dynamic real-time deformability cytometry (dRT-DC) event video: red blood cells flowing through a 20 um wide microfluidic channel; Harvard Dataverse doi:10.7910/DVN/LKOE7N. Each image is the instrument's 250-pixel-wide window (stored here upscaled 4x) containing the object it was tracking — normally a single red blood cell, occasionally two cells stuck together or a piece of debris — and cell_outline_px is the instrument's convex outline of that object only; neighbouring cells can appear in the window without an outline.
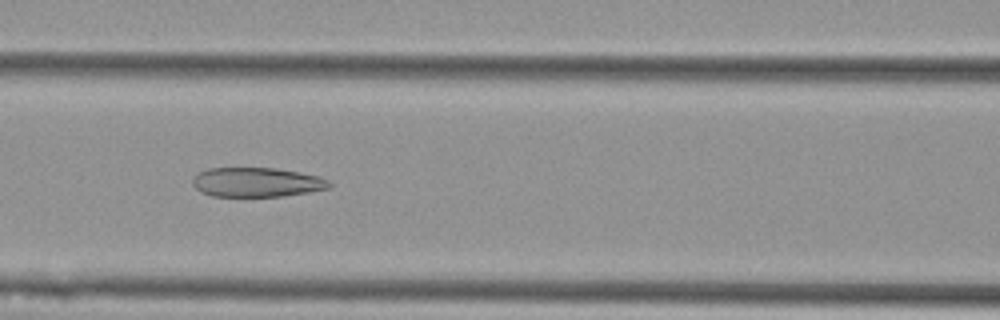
{"species": "Egyptian fruit bat (a non-hibernating species)", "species_latin": "Rousettus aegyptiacus", "temperature_condition": "cold", "stored_images_in_passage": 42, "camera_frame_rate_fps": 3000, "um_per_image_px": 0.085, "animal": {"sex": "female"}, "frame": {"image": 1, "passage_image": 10, "time_ms": 3.0, "image_size_px": [1000, 320], "cell_outline_px": [[332, 188], [284, 196], [212, 196], [200, 192], [192, 184], [192, 180], [200, 172], [208, 168], [276, 168], [300, 172], [320, 176], [328, 180], [332, 184]], "centroid_in_image_um": [21.86, 15.49], "position_along_channel_um": 144.7, "area_um2": 23.52}}
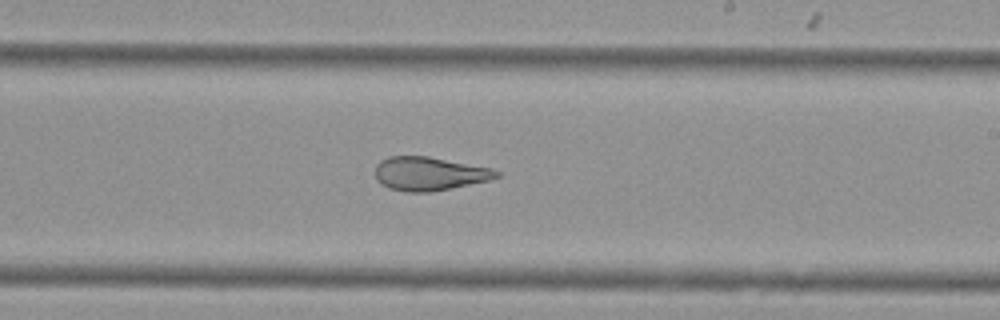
{"frame": {"image": 2, "passage_image": 19, "time_ms": 6.0, "image_size_px": [1000, 320], "cell_outline_px": [[500, 176], [488, 180], [432, 192], [404, 192], [388, 188], [380, 184], [376, 180], [376, 164], [380, 160], [388, 156], [428, 156], [492, 168], [500, 172]], "centroid_in_image_um": [36.45, 14.76], "position_along_channel_um": 252.5, "area_um2": 23.87}}
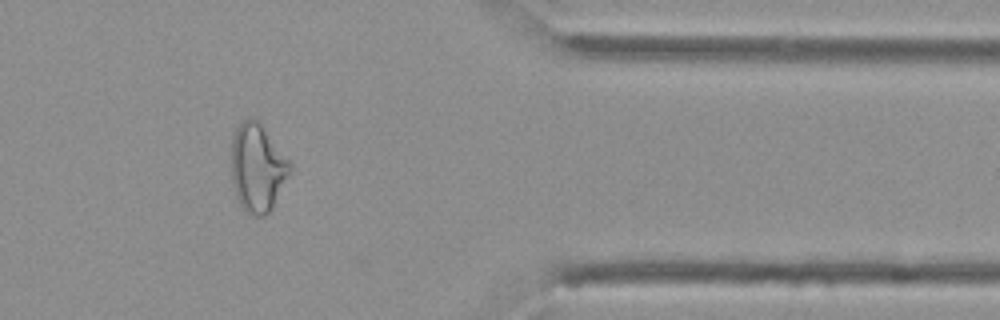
{"frame": {"image": 3, "passage_image": 32, "time_ms": 10.333, "image_size_px": [1000, 320], "cell_outline_px": [[292, 168], [272, 208], [264, 216], [252, 216], [244, 212], [236, 196], [232, 184], [232, 136], [236, 128], [248, 116], [256, 120], [260, 124], [292, 164]], "centroid_in_image_um": [21.86, 14.29], "position_along_channel_um": 389.5, "area_um2": 29.77}, "authors_computed_cell_mechanics": {"area_um2": 25.8077, "velocity_mm_per_s": 3.6145, "shape_relaxation_time_tau1_ms": 7.6759, "shape_relaxation_time_tau2_ms": 1.798, "deformation_change_tau1": 0.1826, "deformation_change_tau2": 0.1032}}